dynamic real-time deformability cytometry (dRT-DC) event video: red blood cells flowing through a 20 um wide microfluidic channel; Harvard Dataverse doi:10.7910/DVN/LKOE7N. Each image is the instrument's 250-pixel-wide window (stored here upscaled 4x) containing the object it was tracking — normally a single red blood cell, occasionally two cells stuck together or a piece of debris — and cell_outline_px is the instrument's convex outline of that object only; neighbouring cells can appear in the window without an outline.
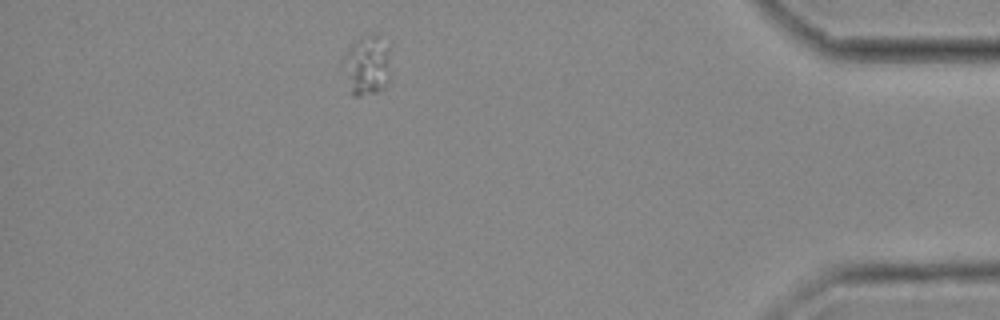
{"species": "common noctule bat (a hibernating species)", "species_latin": "Nyctalus noctula", "temperature_condition": "cold", "stored_images_in_passage": 44, "camera_frame_rate_fps": 3000, "um_per_image_px": 0.085, "animal": {"sex": "female", "body_mass_g": 25.1}, "frame": {"image": 1, "passage_image": 38, "time_ms": 12.333, "image_size_px": [1000, 320], "cell_outline_px": [[392, 76], [388, 84], [384, 88], [360, 96], [352, 96], [344, 56], [348, 48], [352, 44], [360, 40], [376, 36], [388, 48]], "centroid_in_image_um": [31.27, 5.63], "position_along_channel_um": 403.9, "area_um2": 15.61}}